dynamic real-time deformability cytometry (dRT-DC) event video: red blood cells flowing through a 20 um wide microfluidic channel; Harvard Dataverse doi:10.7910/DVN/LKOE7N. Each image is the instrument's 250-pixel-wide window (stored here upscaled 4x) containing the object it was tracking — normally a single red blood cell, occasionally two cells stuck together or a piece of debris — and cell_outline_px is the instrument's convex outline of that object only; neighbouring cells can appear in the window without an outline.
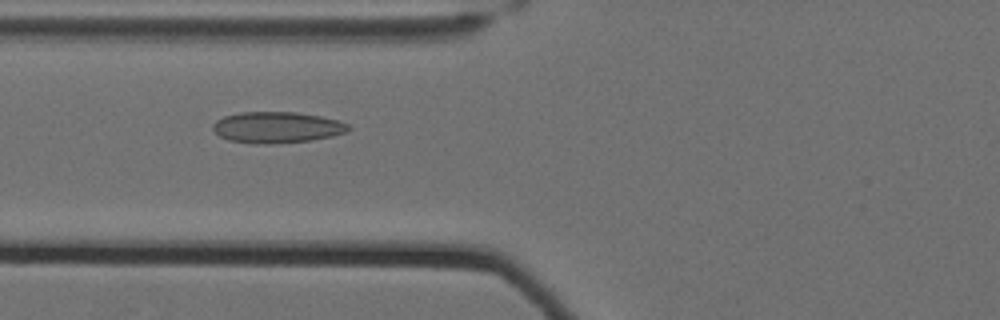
{"species": "Egyptian fruit bat (a non-hibernating species)", "species_latin": "Rousettus aegyptiacus", "temperature_condition": "cold", "stored_images_in_passage": 50, "camera_frame_rate_fps": 3000, "um_per_image_px": 0.085, "animal": {"sex": "female"}, "frame": {"image": 1, "passage_image": 16, "time_ms": 5.0, "image_size_px": [1000, 320], "cell_outline_px": [[352, 128], [344, 132], [332, 136], [312, 140], [272, 144], [256, 144], [228, 140], [220, 136], [212, 128], [212, 124], [216, 120], [224, 116], [240, 112], [296, 112], [320, 116], [336, 120], [348, 124]], "centroid_in_image_um": [23.51, 10.83], "position_along_channel_um": 102.3, "area_um2": 24.62}}
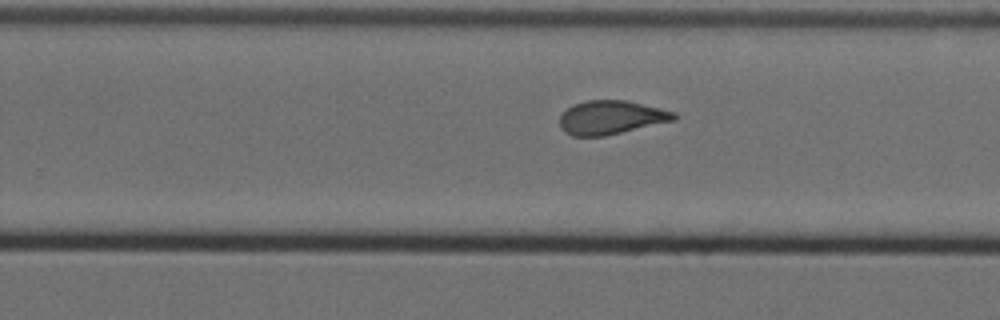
{"frame": {"image": 2, "passage_image": 31, "time_ms": 10.0, "image_size_px": [1000, 320], "cell_outline_px": [[676, 120], [604, 136], [572, 136], [564, 132], [560, 128], [560, 116], [572, 104], [584, 100], [624, 100], [660, 108], [676, 112]], "centroid_in_image_um": [51.92, 9.98], "position_along_channel_um": 277.9, "area_um2": 22.48}}
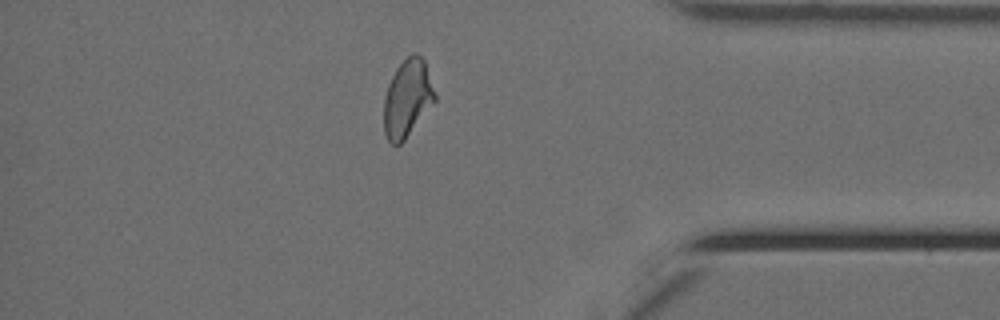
{"frame": {"image": 3, "passage_image": 43, "time_ms": 14.0, "image_size_px": [1000, 320], "cell_outline_px": [[436, 100], [404, 140], [396, 148], [388, 140], [384, 132], [384, 96], [388, 84], [396, 68], [412, 52], [416, 52], [424, 60], [436, 96]], "centroid_in_image_um": [34.61, 8.37], "position_along_channel_um": 400.6, "area_um2": 22.89}, "authors_computed_cell_mechanics": {"area_um2": 22.8888, "velocity_mm_per_s": 3.4909, "shape_relaxation_time_tau1_ms": null, "shape_relaxation_time_tau2_ms": 1.7874, "deformation_change_tau1": null, "deformation_change_tau2": 0.099}}